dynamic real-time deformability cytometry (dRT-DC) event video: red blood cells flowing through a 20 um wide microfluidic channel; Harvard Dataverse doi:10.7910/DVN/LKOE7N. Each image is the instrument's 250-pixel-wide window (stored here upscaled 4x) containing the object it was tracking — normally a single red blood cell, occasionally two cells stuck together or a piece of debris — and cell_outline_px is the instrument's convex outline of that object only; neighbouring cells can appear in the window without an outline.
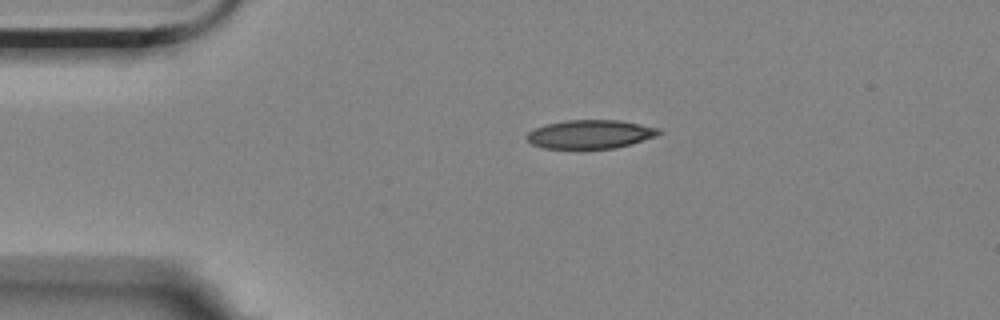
{"species": "Egyptian fruit bat (a non-hibernating species)", "species_latin": "Rousettus aegyptiacus", "temperature_condition": "room temperature", "stored_images_in_passage": 2, "camera_frame_rate_fps": 3000, "um_per_image_px": 0.085, "animal": {"sex": "female"}, "frame": {"image": 1, "passage_image": 1, "time_ms": 0.0, "image_size_px": [1000, 320], "cell_outline_px": [[660, 132], [656, 136], [632, 144], [616, 148], [544, 148], [532, 144], [524, 136], [528, 132], [536, 128], [548, 124], [568, 120], [620, 120], [660, 128]], "centroid_in_image_um": [50.19, 11.41], "position_along_channel_um": 34.8, "area_um2": 21.91}}